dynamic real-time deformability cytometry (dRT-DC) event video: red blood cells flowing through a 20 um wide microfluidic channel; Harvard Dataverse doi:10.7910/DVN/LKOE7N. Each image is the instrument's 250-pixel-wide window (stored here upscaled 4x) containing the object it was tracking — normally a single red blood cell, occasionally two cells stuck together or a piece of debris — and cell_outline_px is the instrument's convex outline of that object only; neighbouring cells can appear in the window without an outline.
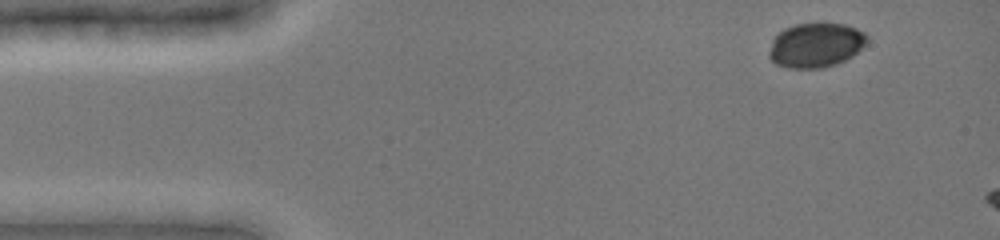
{"species": "common noctule bat (a hibernating species)", "species_latin": "Nyctalus noctula", "temperature_condition": "cold", "stored_images_in_passage": 7, "camera_frame_rate_fps": 3000, "um_per_image_px": 0.085, "animal": {"sex": "female", "body_mass_g": 19.0, "forearm_length_mm": 51.5}, "frame": {"image": 1, "passage_image": 2, "time_ms": 0.667, "image_size_px": [1000, 240], "cell_outline_px": [[868, 40], [852, 56], [836, 64], [820, 68], [788, 68], [776, 64], [768, 56], [768, 52], [772, 40], [784, 28], [796, 24], [844, 24], [856, 28], [864, 32], [868, 36]], "centroid_in_image_um": [69.32, 3.84], "position_along_channel_um": 15.7, "area_um2": 25.2}}